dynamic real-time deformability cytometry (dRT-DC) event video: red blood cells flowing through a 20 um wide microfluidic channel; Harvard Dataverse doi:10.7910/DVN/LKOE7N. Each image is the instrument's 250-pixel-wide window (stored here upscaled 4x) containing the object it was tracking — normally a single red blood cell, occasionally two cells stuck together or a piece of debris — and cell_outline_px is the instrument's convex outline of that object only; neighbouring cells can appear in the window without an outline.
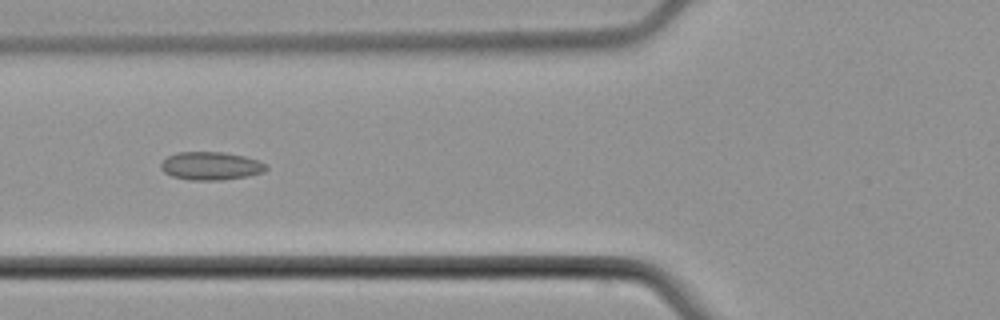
{"species": "common noctule bat (a hibernating species)", "species_latin": "Nyctalus noctula", "temperature_condition": "cold", "stored_images_in_passage": 6, "camera_frame_rate_fps": 3000, "um_per_image_px": 0.085, "animal": {"sex": "male", "body_mass_g": 21.5, "forearm_length_mm": 52.0}, "frame": {"image": 1, "passage_image": 4, "time_ms": 3.667, "image_size_px": [1000, 320], "cell_outline_px": [[268, 168], [264, 172], [248, 176], [220, 180], [188, 180], [172, 176], [164, 172], [160, 168], [160, 164], [168, 156], [176, 152], [224, 152], [244, 156], [268, 164]], "centroid_in_image_um": [17.92, 14.1], "position_along_channel_um": 107.9, "area_um2": 17.34}}
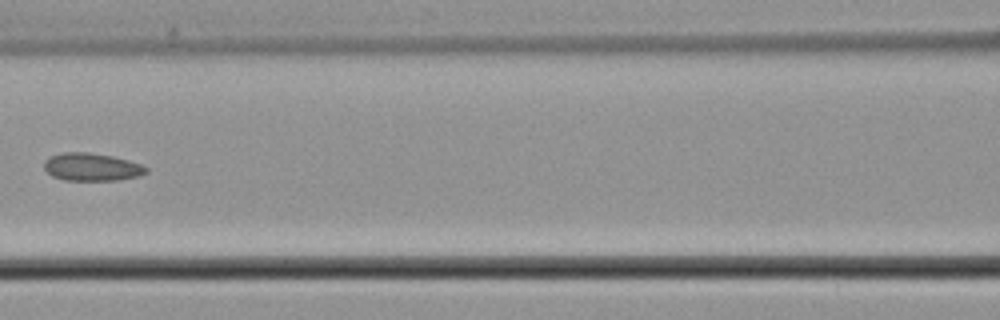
{"frame": {"image": 2, "passage_image": 5, "time_ms": 5.0, "image_size_px": [1000, 320], "cell_outline_px": [[148, 172], [140, 176], [116, 180], [64, 180], [52, 176], [44, 168], [44, 160], [52, 156], [64, 152], [88, 152], [112, 156], [128, 160], [140, 164], [148, 168]], "centroid_in_image_um": [7.81, 14.19], "position_along_channel_um": 158.8, "area_um2": 16.47}}
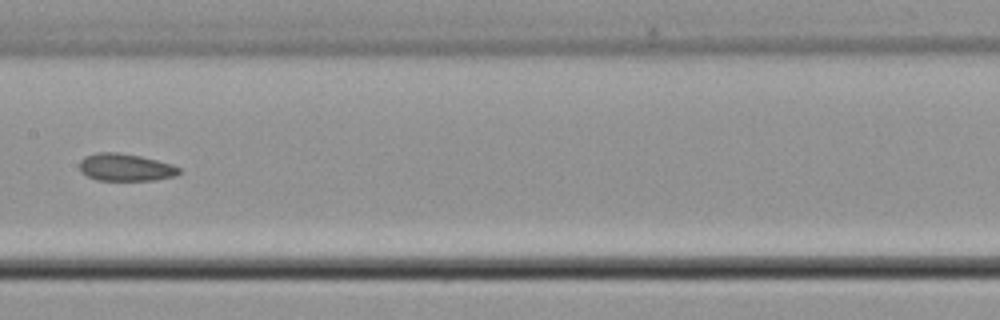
{"frame": {"image": 3, "passage_image": 6, "time_ms": 6.0, "image_size_px": [1000, 320], "cell_outline_px": [[180, 172], [176, 176], [152, 180], [96, 180], [80, 172], [80, 160], [84, 156], [96, 152], [116, 152], [140, 156], [172, 164], [180, 168]], "centroid_in_image_um": [10.64, 14.22], "position_along_channel_um": 196.8, "area_um2": 15.9}}